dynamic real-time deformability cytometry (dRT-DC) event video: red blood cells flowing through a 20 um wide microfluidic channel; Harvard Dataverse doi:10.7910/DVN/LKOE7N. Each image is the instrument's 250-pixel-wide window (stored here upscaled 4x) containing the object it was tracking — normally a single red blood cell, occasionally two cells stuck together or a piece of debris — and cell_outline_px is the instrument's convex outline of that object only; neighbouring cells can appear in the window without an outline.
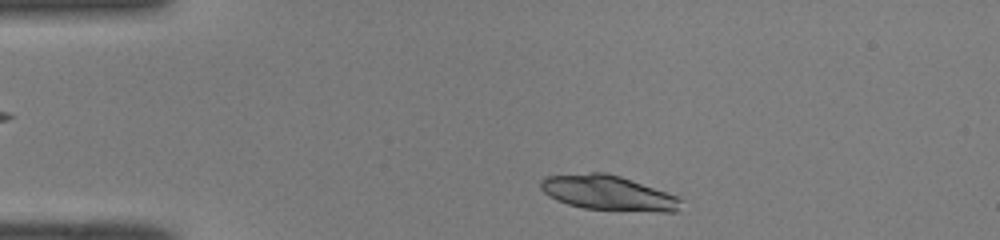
{"species": "common noctule bat (a hibernating species)", "species_latin": "Nyctalus noctula", "temperature_condition": "room temperature", "stored_images_in_passage": 43, "camera_frame_rate_fps": 3000, "um_per_image_px": 0.085, "animal": {"sex": "male", "body_mass_g": 19.0, "forearm_length_mm": 50.8}, "frame": {"image": 1, "passage_image": 3, "time_ms": 0.667, "image_size_px": [1000, 240], "cell_outline_px": [[684, 200], [680, 212], [660, 212], [584, 208], [568, 204], [556, 200], [548, 196], [540, 188], [540, 180], [544, 176], [592, 172], [604, 172], [620, 176], [632, 180], [676, 196]], "centroid_in_image_um": [51.7, 16.4], "position_along_channel_um": 33.3, "area_um2": 28.61}}